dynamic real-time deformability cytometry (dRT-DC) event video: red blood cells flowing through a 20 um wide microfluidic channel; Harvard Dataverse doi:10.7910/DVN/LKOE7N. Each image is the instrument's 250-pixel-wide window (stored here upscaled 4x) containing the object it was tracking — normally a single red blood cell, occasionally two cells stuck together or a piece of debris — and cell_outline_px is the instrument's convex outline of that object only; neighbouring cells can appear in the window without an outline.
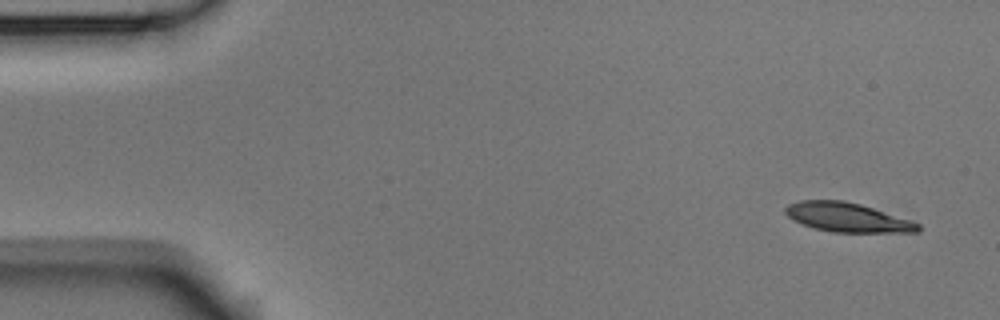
{"species": "Egyptian fruit bat (a non-hibernating species)", "species_latin": "Rousettus aegyptiacus", "temperature_condition": "room temperature", "stored_images_in_passage": 7, "camera_frame_rate_fps": 3000, "um_per_image_px": 0.085, "animal": {"sex": "male"}, "frame": {"image": 1, "passage_image": 1, "time_ms": 0.0, "image_size_px": [1000, 320], "cell_outline_px": [[920, 232], [832, 232], [812, 228], [788, 216], [784, 212], [784, 208], [788, 204], [800, 200], [844, 200], [860, 204], [920, 224]], "centroid_in_image_um": [71.98, 18.47], "position_along_channel_um": 13.0, "area_um2": 22.25}}
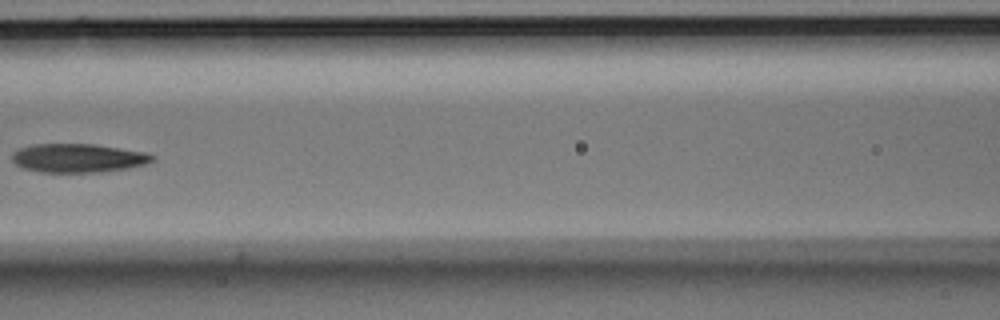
{"frame": {"image": 2, "passage_image": 6, "time_ms": 1.667, "image_size_px": [1000, 320], "cell_outline_px": [[156, 160], [144, 164], [128, 168], [104, 172], [40, 172], [24, 168], [16, 164], [12, 160], [12, 152], [16, 148], [32, 144], [92, 144], [120, 148], [144, 152], [156, 156]], "centroid_in_image_um": [6.62, 13.43], "position_along_channel_um": 160.0, "area_um2": 23.64}}
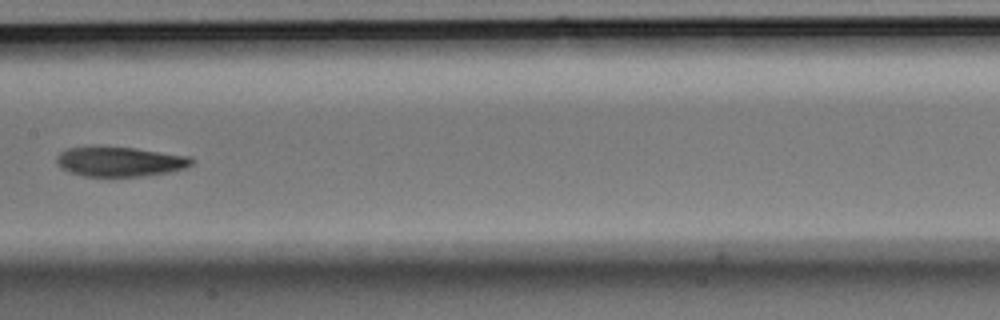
{"frame": {"image": 3, "passage_image": 7, "time_ms": 2.0, "image_size_px": [1000, 320], "cell_outline_px": [[196, 160], [192, 164], [184, 168], [172, 172], [140, 176], [84, 176], [68, 172], [56, 160], [56, 156], [60, 152], [68, 148], [136, 148], [192, 156]], "centroid_in_image_um": [10.28, 13.75], "position_along_channel_um": 197.1, "area_um2": 23.06}}